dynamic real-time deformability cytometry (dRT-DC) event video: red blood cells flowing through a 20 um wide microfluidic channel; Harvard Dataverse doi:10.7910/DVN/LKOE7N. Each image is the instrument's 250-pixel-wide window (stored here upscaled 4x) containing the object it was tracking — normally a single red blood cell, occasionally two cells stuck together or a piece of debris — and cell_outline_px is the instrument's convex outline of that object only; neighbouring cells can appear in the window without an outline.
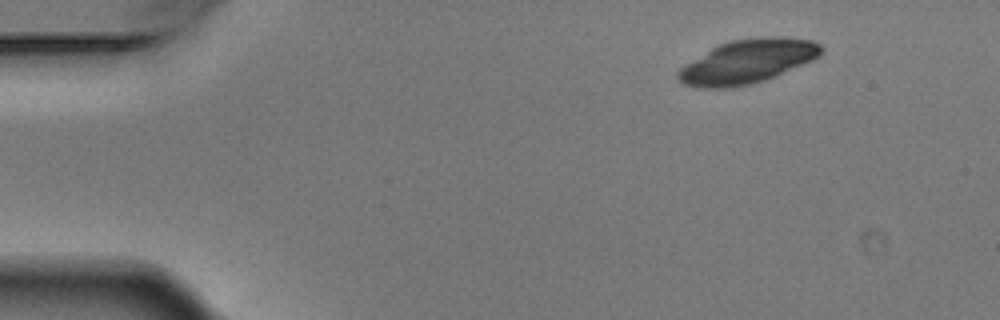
{"species": "Egyptian fruit bat (a non-hibernating species)", "species_latin": "Rousettus aegyptiacus", "temperature_condition": "warm", "stored_images_in_passage": 4, "camera_frame_rate_fps": 3000, "um_per_image_px": 0.085, "animal": {"sex": "male"}, "frame": {"image": 1, "passage_image": 1, "time_ms": 0.0, "image_size_px": [1000, 320], "cell_outline_px": [[824, 48], [820, 56], [812, 60], [764, 80], [752, 84], [732, 88], [700, 88], [684, 84], [676, 80], [676, 72], [680, 68], [712, 48], [720, 44], [732, 40], [760, 36], [784, 36], [812, 40], [820, 44]], "centroid_in_image_um": [63.54, 5.22], "position_along_channel_um": 21.5, "area_um2": 36.59}}